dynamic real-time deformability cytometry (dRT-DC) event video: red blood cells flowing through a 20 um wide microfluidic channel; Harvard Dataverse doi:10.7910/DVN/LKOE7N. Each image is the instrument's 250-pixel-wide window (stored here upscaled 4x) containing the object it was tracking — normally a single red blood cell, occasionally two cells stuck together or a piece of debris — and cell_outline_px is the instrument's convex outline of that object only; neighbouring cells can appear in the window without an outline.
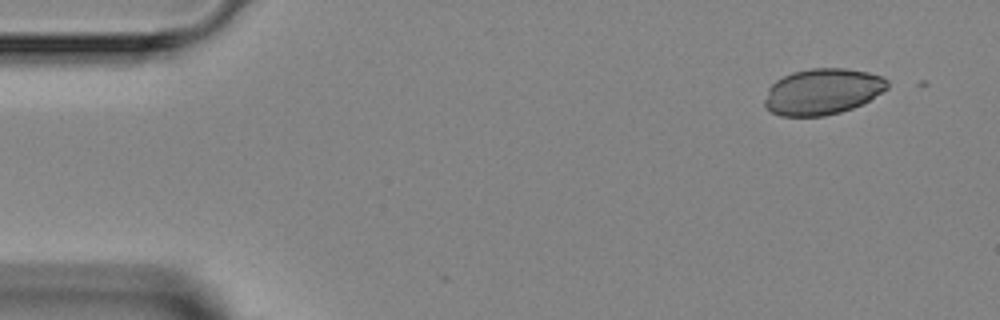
{"species": "Egyptian fruit bat (a non-hibernating species)", "species_latin": "Rousettus aegyptiacus", "temperature_condition": "room temperature", "stored_images_in_passage": 2, "camera_frame_rate_fps": 3000, "um_per_image_px": 0.085, "animal": {"sex": "female"}, "frame": {"image": 1, "passage_image": 2, "time_ms": 1.333, "image_size_px": [1000, 320], "cell_outline_px": [[888, 88], [868, 100], [852, 108], [840, 112], [824, 116], [780, 116], [764, 108], [764, 100], [768, 88], [776, 80], [792, 72], [812, 68], [844, 68], [868, 72], [880, 76], [888, 80]], "centroid_in_image_um": [69.87, 7.78], "position_along_channel_um": 15.1, "area_um2": 32.89}}